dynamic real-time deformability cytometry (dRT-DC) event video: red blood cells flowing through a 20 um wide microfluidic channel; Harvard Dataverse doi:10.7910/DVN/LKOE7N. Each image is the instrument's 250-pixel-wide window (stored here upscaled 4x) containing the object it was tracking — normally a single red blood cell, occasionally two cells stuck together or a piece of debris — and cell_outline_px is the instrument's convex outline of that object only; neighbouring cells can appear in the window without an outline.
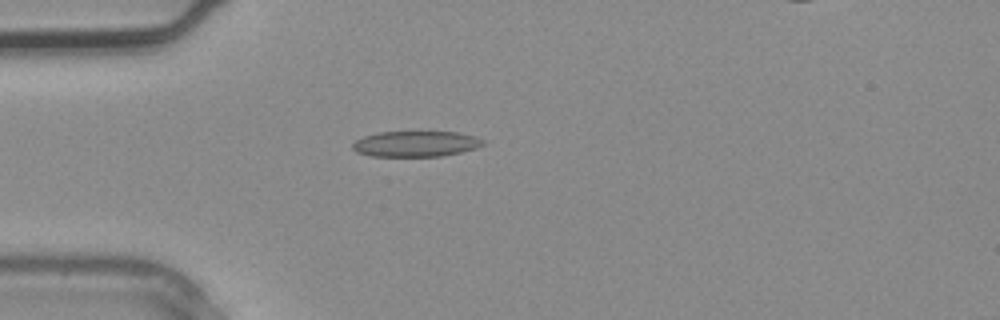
{"species": "common noctule bat (a hibernating species)", "species_latin": "Nyctalus noctula", "temperature_condition": "warm", "stored_images_in_passage": 1, "camera_frame_rate_fps": 3000, "um_per_image_px": 0.085, "animal": {"sex": "male", "body_mass_g": 20.4}, "frame": {"image": 1, "passage_image": 1, "time_ms": 0.0, "image_size_px": [1000, 320], "cell_outline_px": [[484, 144], [476, 148], [444, 156], [372, 156], [356, 152], [352, 148], [352, 144], [356, 140], [364, 136], [380, 132], [456, 132], [476, 136], [484, 140]], "centroid_in_image_um": [35.35, 12.23], "position_along_channel_um": 49.7, "area_um2": 19.48}}